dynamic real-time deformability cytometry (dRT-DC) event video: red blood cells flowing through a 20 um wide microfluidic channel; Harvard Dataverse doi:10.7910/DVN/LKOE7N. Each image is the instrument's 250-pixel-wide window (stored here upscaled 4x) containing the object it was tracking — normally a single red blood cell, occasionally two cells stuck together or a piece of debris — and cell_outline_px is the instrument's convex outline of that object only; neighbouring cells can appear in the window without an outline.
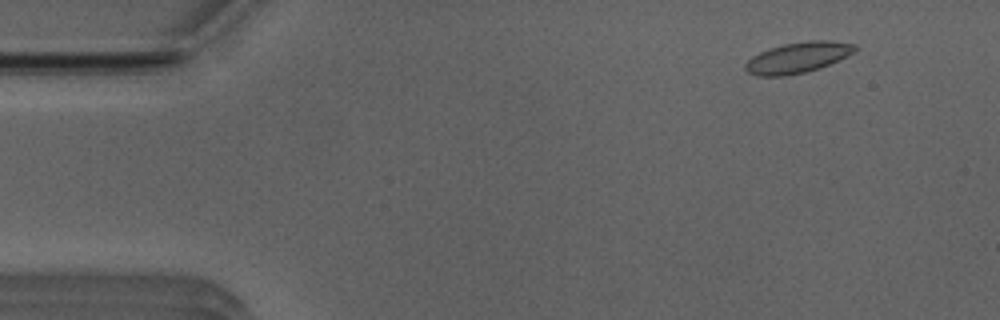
{"species": "Egyptian fruit bat (a non-hibernating species)", "species_latin": "Rousettus aegyptiacus", "temperature_condition": "room temperature", "stored_images_in_passage": 52, "camera_frame_rate_fps": 3000, "um_per_image_px": 0.085, "animal": {"sex": "male"}, "frame": {"image": 1, "passage_image": 5, "time_ms": 1.333, "image_size_px": [1000, 320], "cell_outline_px": [[856, 52], [848, 56], [820, 68], [804, 72], [784, 76], [756, 76], [748, 72], [744, 68], [744, 64], [752, 56], [760, 52], [784, 44], [812, 40], [832, 40], [856, 44]], "centroid_in_image_um": [67.84, 4.89], "position_along_channel_um": 17.2, "area_um2": 19.65}}
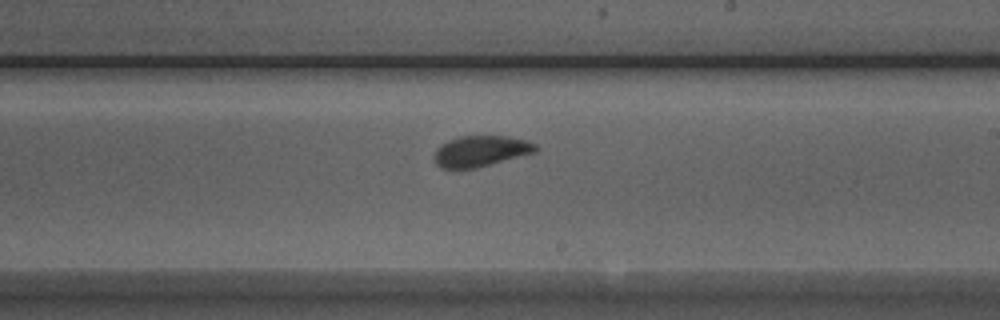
{"frame": {"image": 2, "passage_image": 30, "time_ms": 9.667, "image_size_px": [1000, 320], "cell_outline_px": [[540, 148], [536, 152], [476, 168], [440, 168], [436, 164], [432, 156], [436, 148], [440, 144], [448, 140], [460, 136], [508, 136], [528, 140], [536, 144]], "centroid_in_image_um": [40.86, 12.84], "position_along_channel_um": 248.1, "area_um2": 18.5}}
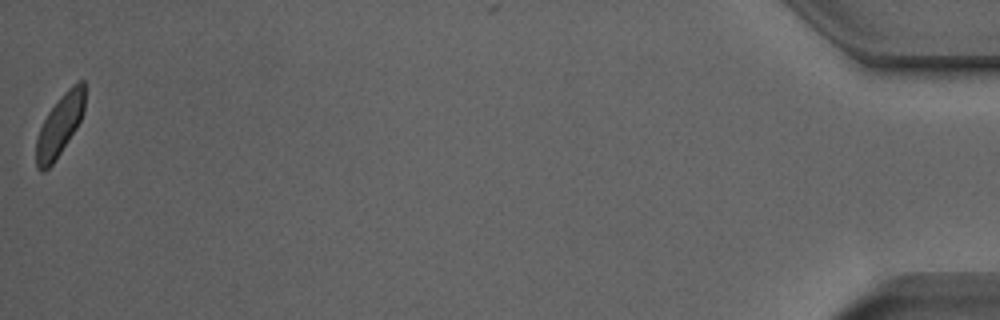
{"frame": {"image": 3, "passage_image": 52, "time_ms": 17.0, "image_size_px": [1000, 320], "cell_outline_px": [[84, 112], [76, 128], [52, 164], [44, 172], [40, 172], [36, 168], [36, 140], [40, 128], [48, 112], [60, 96], [72, 84], [80, 80], [84, 80]], "centroid_in_image_um": [5.06, 10.65], "position_along_channel_um": 430.1, "area_um2": 17.17}, "authors_computed_cell_mechanics": {"area_um2": 18.5538, "velocity_mm_per_s": 3.912, "shape_relaxation_time_tau1_ms": 2.3967, "shape_relaxation_time_tau2_ms": 0.9644, "deformation_change_tau1": 0.1077, "deformation_change_tau2": 0.0678}}